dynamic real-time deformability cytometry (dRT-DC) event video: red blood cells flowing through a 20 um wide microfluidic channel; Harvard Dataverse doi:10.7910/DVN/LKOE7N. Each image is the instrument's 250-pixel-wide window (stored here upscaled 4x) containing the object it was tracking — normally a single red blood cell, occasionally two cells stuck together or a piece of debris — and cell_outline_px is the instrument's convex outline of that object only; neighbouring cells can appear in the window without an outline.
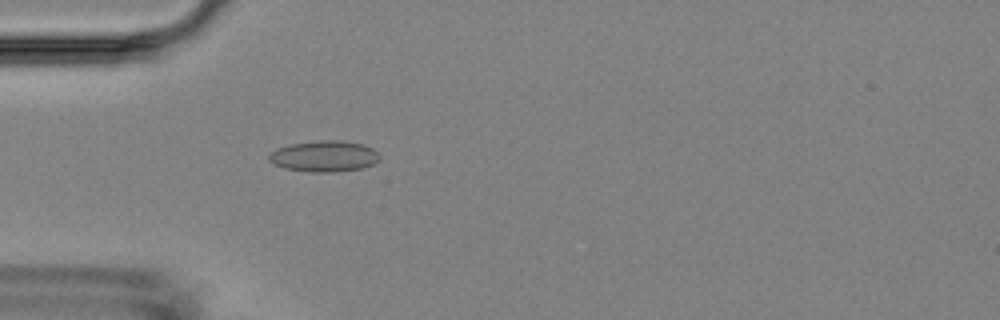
{"species": "Egyptian fruit bat (a non-hibernating species)", "species_latin": "Rousettus aegyptiacus", "temperature_condition": "room temperature", "stored_images_in_passage": 4, "camera_frame_rate_fps": 3000, "um_per_image_px": 0.085, "animal": {"sex": "female"}, "frame": {"image": 1, "passage_image": 4, "time_ms": 3.333, "image_size_px": [1000, 320], "cell_outline_px": [[380, 160], [364, 168], [332, 172], [312, 172], [284, 168], [268, 160], [268, 156], [276, 148], [288, 144], [320, 140], [336, 140], [364, 144], [372, 148], [380, 156]], "centroid_in_image_um": [27.56, 13.27], "position_along_channel_um": 57.4, "area_um2": 20.06}}